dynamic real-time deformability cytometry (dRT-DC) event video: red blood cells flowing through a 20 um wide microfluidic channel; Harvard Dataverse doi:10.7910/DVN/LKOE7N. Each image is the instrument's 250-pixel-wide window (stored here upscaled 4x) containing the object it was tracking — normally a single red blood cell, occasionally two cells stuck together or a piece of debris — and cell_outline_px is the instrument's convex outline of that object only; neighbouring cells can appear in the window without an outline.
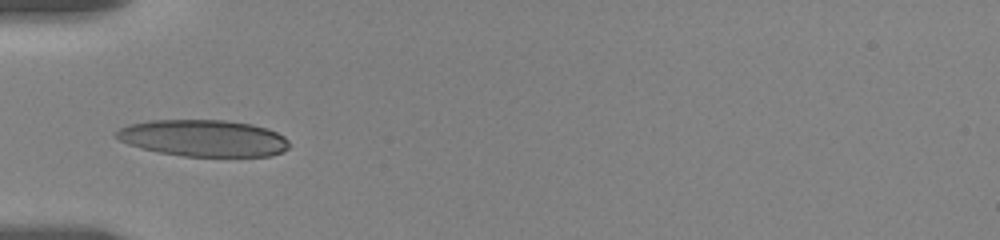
{"species": "human", "species_latin": "Homo sapiens", "temperature_condition": "room temperature", "stored_images_in_passage": 19, "camera_frame_rate_fps": 3000, "um_per_image_px": 0.085, "donor": {"sex": "female"}, "frame": {"image": 1, "passage_image": 1, "time_ms": 0.0, "image_size_px": [1000, 240], "cell_outline_px": [[288, 148], [284, 152], [272, 156], [184, 156], [160, 152], [128, 144], [120, 140], [116, 136], [116, 132], [120, 128], [128, 124], [148, 120], [224, 120], [252, 124], [268, 128], [284, 136], [288, 140]], "centroid_in_image_um": [17.33, 11.73], "position_along_channel_um": 67.7, "area_um2": 36.93}}
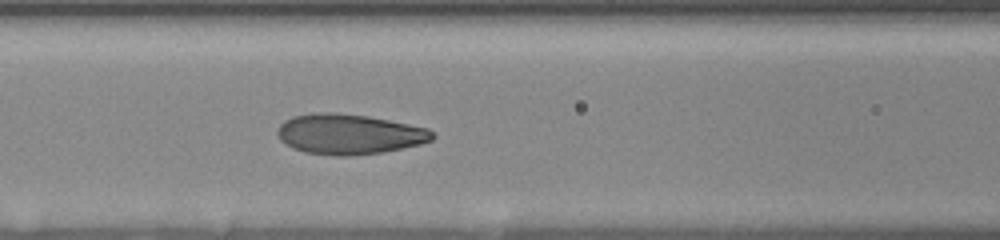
{"frame": {"image": 2, "passage_image": 11, "time_ms": 2.0, "image_size_px": [1000, 240], "cell_outline_px": [[436, 136], [432, 140], [420, 144], [384, 152], [352, 156], [332, 156], [304, 152], [292, 148], [280, 140], [276, 132], [280, 124], [284, 120], [292, 116], [312, 112], [336, 112], [368, 116], [428, 128]], "centroid_in_image_um": [29.64, 11.4], "position_along_channel_um": 137.0, "area_um2": 36.7}}
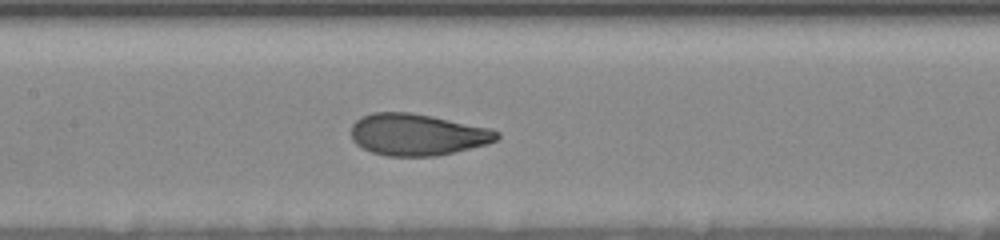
{"frame": {"image": 3, "passage_image": 16, "time_ms": 3.0, "image_size_px": [1000, 240], "cell_outline_px": [[500, 136], [496, 140], [488, 144], [436, 156], [388, 156], [372, 152], [356, 144], [352, 140], [352, 124], [360, 116], [372, 112], [408, 112], [432, 116], [492, 128], [500, 132]], "centroid_in_image_um": [35.48, 11.43], "position_along_channel_um": 171.9, "area_um2": 35.55}}